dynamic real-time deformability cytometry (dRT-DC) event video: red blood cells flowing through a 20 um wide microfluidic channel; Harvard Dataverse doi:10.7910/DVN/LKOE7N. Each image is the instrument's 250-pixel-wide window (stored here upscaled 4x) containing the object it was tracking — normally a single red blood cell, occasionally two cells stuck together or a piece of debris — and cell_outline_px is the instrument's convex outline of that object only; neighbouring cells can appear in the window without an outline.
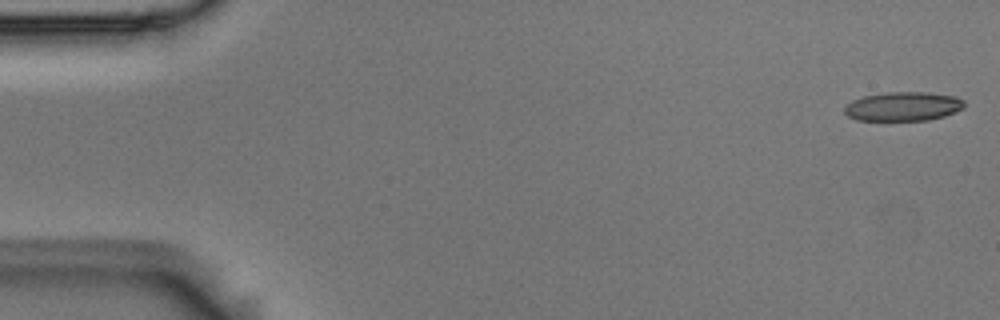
{"species": "Egyptian fruit bat (a non-hibernating species)", "species_latin": "Rousettus aegyptiacus", "temperature_condition": "room temperature", "stored_images_in_passage": 4, "camera_frame_rate_fps": 3000, "um_per_image_px": 0.085, "animal": {"sex": "male"}, "frame": {"image": 1, "passage_image": 1, "time_ms": 0.0, "image_size_px": [1000, 320], "cell_outline_px": [[964, 108], [944, 116], [928, 120], [856, 120], [848, 116], [844, 112], [844, 108], [852, 100], [864, 96], [888, 92], [928, 92], [956, 96], [964, 100]], "centroid_in_image_um": [76.78, 9.04], "position_along_channel_um": 8.2, "area_um2": 20.29}}
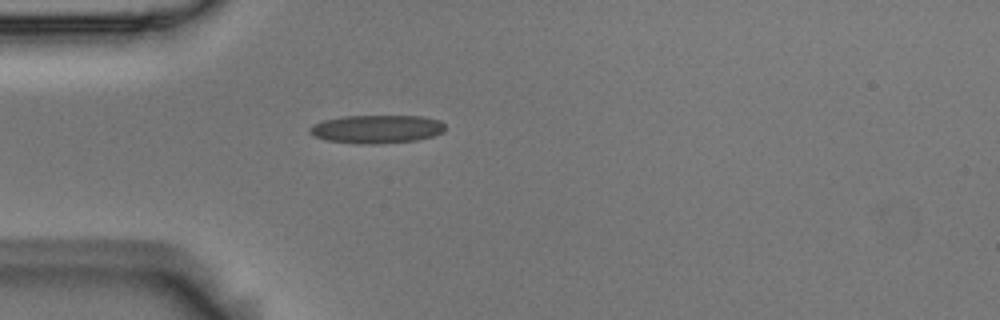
{"frame": {"image": 2, "passage_image": 4, "time_ms": 1.0, "image_size_px": [1000, 320], "cell_outline_px": [[444, 132], [432, 136], [416, 140], [380, 144], [360, 144], [324, 140], [312, 136], [308, 132], [308, 128], [324, 120], [344, 116], [424, 116], [440, 120], [444, 124]], "centroid_in_image_um": [32.01, 10.98], "position_along_channel_um": 53.0, "area_um2": 22.48}}